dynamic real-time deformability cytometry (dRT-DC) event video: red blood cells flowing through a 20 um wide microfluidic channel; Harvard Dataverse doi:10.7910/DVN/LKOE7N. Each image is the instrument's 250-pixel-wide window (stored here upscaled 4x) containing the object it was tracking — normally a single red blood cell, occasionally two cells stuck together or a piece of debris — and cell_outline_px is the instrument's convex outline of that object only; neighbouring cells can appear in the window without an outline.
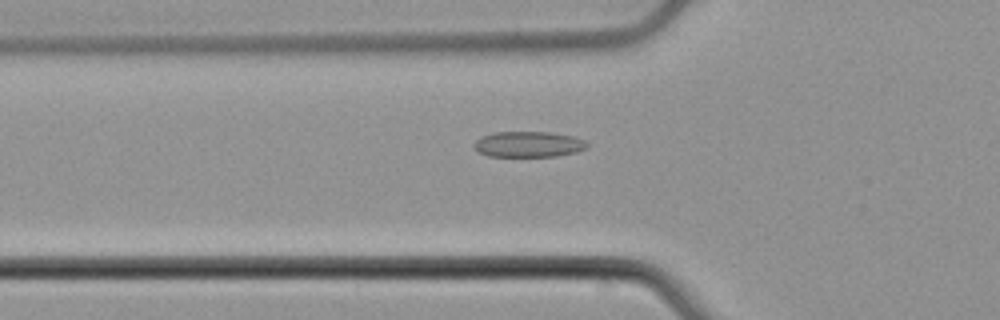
{"species": "common noctule bat (a hibernating species)", "species_latin": "Nyctalus noctula", "temperature_condition": "cold", "stored_images_in_passage": 54, "camera_frame_rate_fps": 3000, "um_per_image_px": 0.085, "animal": {"sex": "male", "body_mass_g": 21.5, "forearm_length_mm": 52.0}, "frame": {"image": 1, "passage_image": 19, "time_ms": 6.0, "image_size_px": [1000, 320], "cell_outline_px": [[588, 144], [584, 148], [576, 152], [556, 156], [488, 156], [476, 152], [472, 144], [480, 136], [492, 132], [552, 132], [572, 136], [584, 140]], "centroid_in_image_um": [44.84, 12.26], "position_along_channel_um": 81.0, "area_um2": 17.05}}
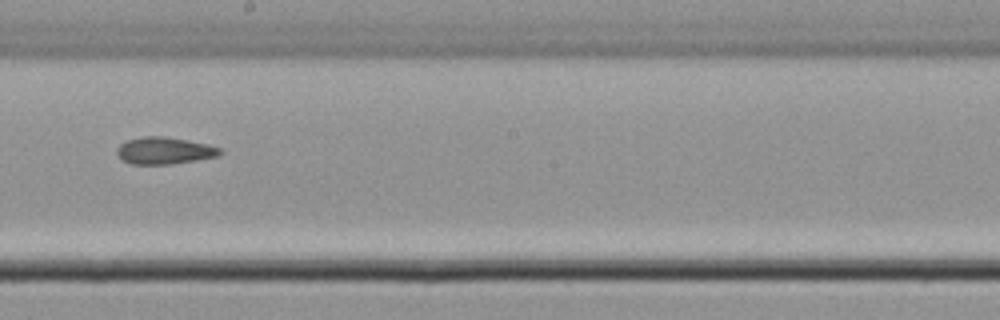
{"frame": {"image": 2, "passage_image": 31, "time_ms": 10.0, "image_size_px": [1000, 320], "cell_outline_px": [[224, 152], [220, 156], [172, 164], [128, 164], [120, 160], [116, 152], [116, 148], [120, 144], [128, 140], [144, 136], [164, 136], [188, 140], [208, 144], [220, 148]], "centroid_in_image_um": [13.97, 12.81], "position_along_channel_um": 234.2, "area_um2": 16.47}}
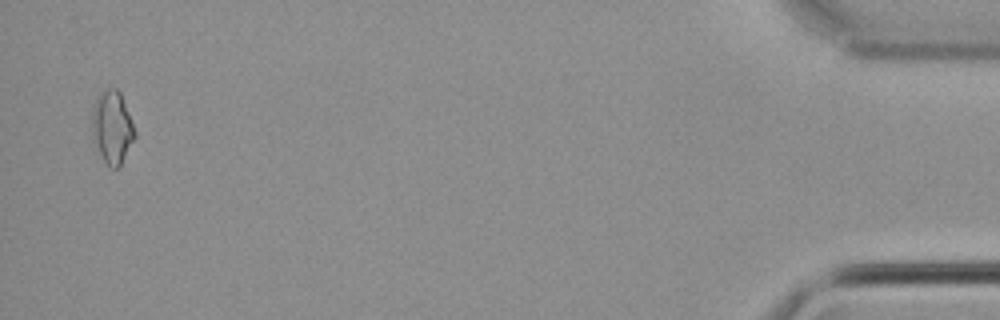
{"frame": {"image": 3, "passage_image": 53, "time_ms": 17.333, "image_size_px": [1000, 320], "cell_outline_px": [[136, 136], [120, 164], [116, 168], [108, 168], [96, 148], [92, 140], [92, 108], [100, 92], [108, 88], [116, 88], [120, 92], [136, 132]], "centroid_in_image_um": [9.51, 10.83], "position_along_channel_um": 425.7, "area_um2": 18.09}, "authors_computed_cell_mechanics": {"area_um2": 16.5019, "velocity_mm_per_s": 3.8287, "shape_relaxation_time_tau1_ms": null, "shape_relaxation_time_tau2_ms": 4.919, "deformation_change_tau1": null, "deformation_change_tau2": 0.1233}}